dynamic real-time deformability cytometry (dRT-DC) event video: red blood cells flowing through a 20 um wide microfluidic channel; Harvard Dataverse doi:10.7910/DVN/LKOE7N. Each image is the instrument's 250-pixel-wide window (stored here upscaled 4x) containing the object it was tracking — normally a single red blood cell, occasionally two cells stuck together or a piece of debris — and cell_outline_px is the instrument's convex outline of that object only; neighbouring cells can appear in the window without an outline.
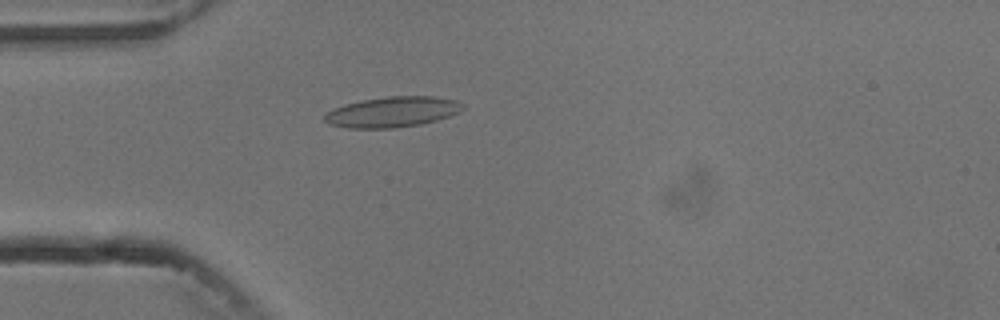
{"species": "common noctule bat (a hibernating species)", "species_latin": "Nyctalus noctula", "temperature_condition": "cold", "stored_images_in_passage": 5, "camera_frame_rate_fps": 3000, "um_per_image_px": 0.085, "animal": {"sex": "male", "body_mass_g": 13.3}, "frame": {"image": 1, "passage_image": 5, "time_ms": 4.667, "image_size_px": [1000, 320], "cell_outline_px": [[464, 108], [448, 116], [436, 120], [420, 124], [392, 128], [348, 128], [328, 124], [324, 120], [324, 116], [332, 108], [344, 104], [360, 100], [388, 96], [432, 96], [456, 100], [464, 104]], "centroid_in_image_um": [33.31, 9.51], "position_along_channel_um": 51.7, "area_um2": 24.51}}